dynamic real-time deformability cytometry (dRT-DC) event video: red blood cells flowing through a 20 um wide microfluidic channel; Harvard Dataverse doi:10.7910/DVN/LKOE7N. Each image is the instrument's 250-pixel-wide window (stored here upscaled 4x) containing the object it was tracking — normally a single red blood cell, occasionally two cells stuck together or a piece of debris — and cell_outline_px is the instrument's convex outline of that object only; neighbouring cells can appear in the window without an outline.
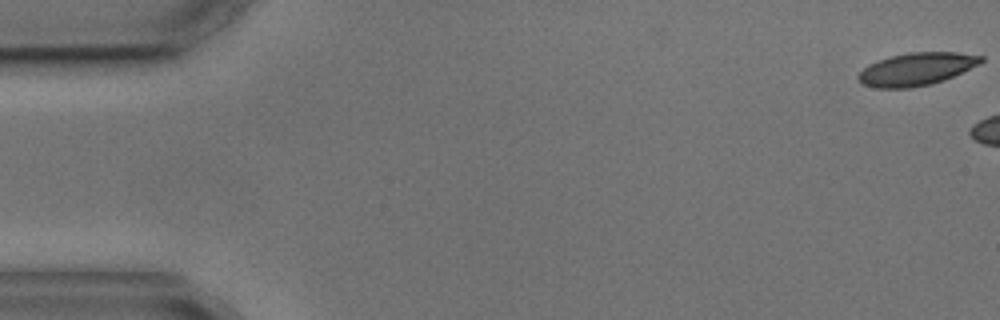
{"species": "common noctule bat (a hibernating species)", "species_latin": "Nyctalus noctula", "temperature_condition": "cold", "stored_images_in_passage": 3, "segment_of_instrument_passage": [2, 2], "camera_frame_rate_fps": 3000, "um_per_image_px": 0.085, "animal": {"sex": "male", "body_mass_g": 17.9, "forearm_length_mm": 54.2}, "frame": {"image": 1, "passage_image": 3, "time_ms": 3.333, "image_size_px": [1000, 320], "cell_outline_px": [[984, 60], [980, 64], [944, 80], [928, 84], [908, 88], [876, 88], [864, 84], [856, 76], [868, 64], [892, 56], [908, 52], [956, 52], [984, 56]], "centroid_in_image_um": [77.92, 5.86], "position_along_channel_um": 7.1, "area_um2": 23.18}}